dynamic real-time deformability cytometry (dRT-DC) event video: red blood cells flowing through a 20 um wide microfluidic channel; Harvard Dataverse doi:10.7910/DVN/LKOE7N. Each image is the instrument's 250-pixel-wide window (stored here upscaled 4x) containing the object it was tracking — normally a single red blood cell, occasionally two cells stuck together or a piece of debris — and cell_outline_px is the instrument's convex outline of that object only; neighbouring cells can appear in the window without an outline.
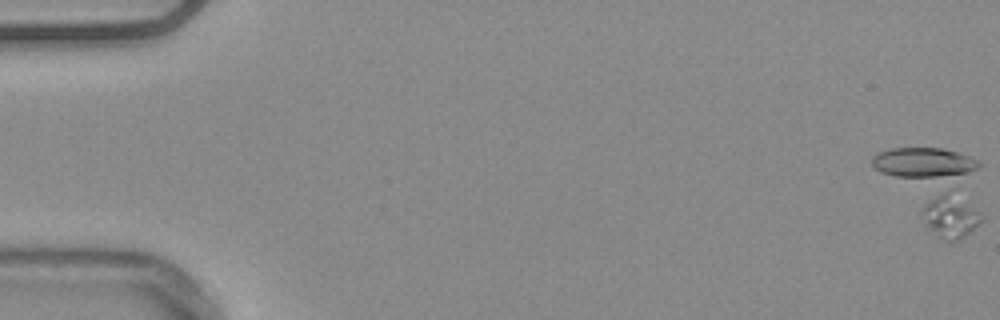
{"species": "common noctule bat (a hibernating species)", "species_latin": "Nyctalus noctula", "temperature_condition": "warm", "stored_images_in_passage": 17, "camera_frame_rate_fps": 3000, "um_per_image_px": 0.085, "animal": {"sex": "male", "body_mass_g": 20.4}, "frame": {"image": 1, "passage_image": 1, "time_ms": 0.0, "image_size_px": [1000, 320], "cell_outline_px": [[984, 220], [960, 240], [948, 244], [940, 240], [928, 224], [924, 212], [924, 208], [936, 196], [944, 192], [980, 212]], "centroid_in_image_um": [80.85, 18.53], "position_along_channel_um": 4.1, "area_um2": 13.76}}
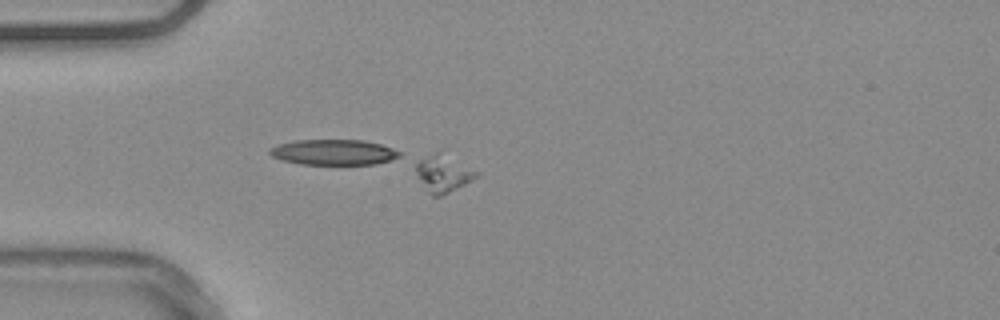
{"frame": {"image": 2, "passage_image": 17, "time_ms": 5.333, "image_size_px": [1000, 320], "cell_outline_px": [[480, 176], [440, 196], [432, 196], [416, 172], [416, 164], [420, 160], [440, 148], [480, 172]], "centroid_in_image_um": [37.75, 14.67], "position_along_channel_um": 47.2, "area_um2": 13.18}}